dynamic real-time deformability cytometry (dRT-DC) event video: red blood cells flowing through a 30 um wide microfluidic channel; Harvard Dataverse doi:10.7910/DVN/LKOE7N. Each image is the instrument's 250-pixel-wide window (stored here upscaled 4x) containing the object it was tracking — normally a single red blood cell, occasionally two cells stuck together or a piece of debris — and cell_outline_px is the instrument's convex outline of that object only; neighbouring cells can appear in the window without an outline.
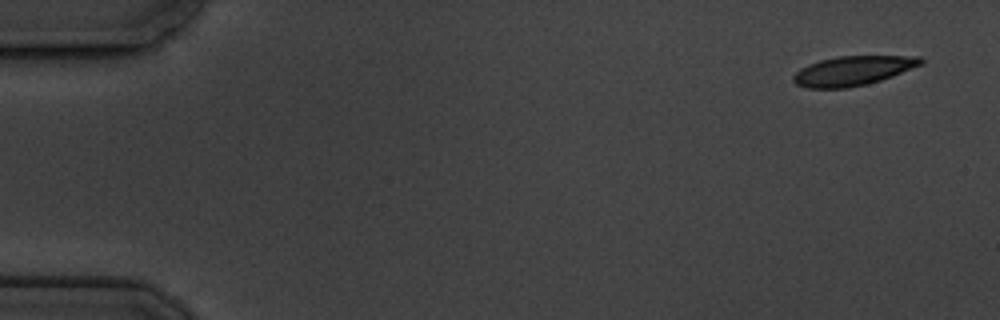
{"species": "common noctule bat (a hibernating species)", "species_latin": "Nyctalus noctula", "temperature_condition": "cold", "stored_images_in_passage": 5, "camera_frame_rate_fps": 3000, "um_per_image_px": 0.085, "animal": {"sex": "male", "body_mass_g": 19.5, "forearm_length_mm": 54.6}, "frame": {"image": 1, "passage_image": 1, "time_ms": 0.0, "image_size_px": [1000, 320], "cell_outline_px": [[924, 64], [892, 76], [880, 80], [848, 88], [808, 88], [796, 84], [792, 80], [792, 76], [800, 68], [808, 64], [820, 60], [836, 56], [920, 56], [924, 60]], "centroid_in_image_um": [72.49, 6.0], "position_along_channel_um": 12.5, "area_um2": 21.91}}
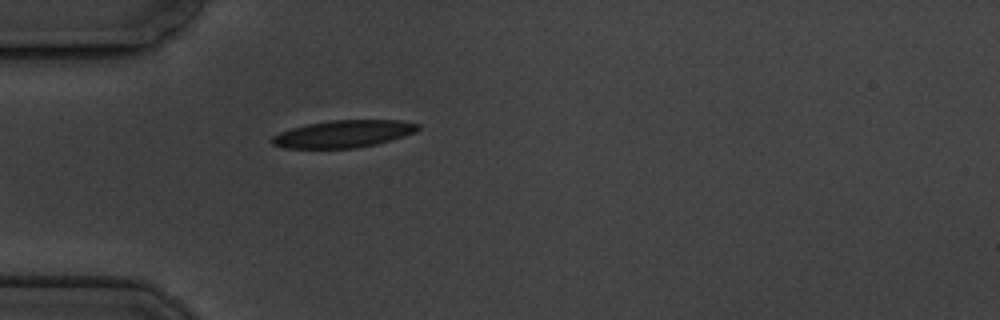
{"frame": {"image": 2, "passage_image": 5, "time_ms": 4.667, "image_size_px": [1000, 320], "cell_outline_px": [[420, 128], [416, 132], [404, 136], [376, 144], [356, 148], [284, 148], [272, 144], [268, 140], [272, 136], [280, 132], [292, 128], [308, 124], [328, 120], [400, 120], [420, 124]], "centroid_in_image_um": [29.18, 11.38], "position_along_channel_um": 55.8, "area_um2": 23.29}}